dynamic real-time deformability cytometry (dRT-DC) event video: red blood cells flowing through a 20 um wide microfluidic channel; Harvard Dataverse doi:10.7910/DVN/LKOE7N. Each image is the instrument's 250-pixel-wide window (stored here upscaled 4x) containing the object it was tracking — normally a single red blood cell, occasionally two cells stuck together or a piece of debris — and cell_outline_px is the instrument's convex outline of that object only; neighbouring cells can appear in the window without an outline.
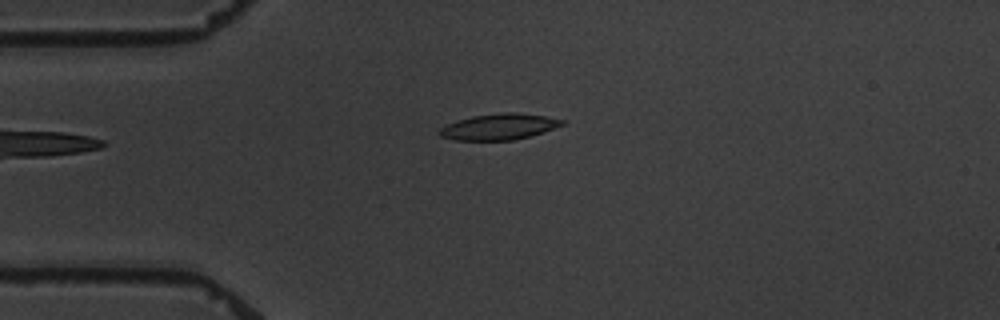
{"species": "common noctule bat (a hibernating species)", "species_latin": "Nyctalus noctula", "temperature_condition": "warm", "stored_images_in_passage": 2, "camera_frame_rate_fps": 3000, "um_per_image_px": 0.085, "animal": {"sex": "male", "body_mass_g": 19.5, "forearm_length_mm": 54.6}, "frame": {"image": 1, "passage_image": 2, "time_ms": 1.333, "image_size_px": [1000, 320], "cell_outline_px": [[564, 124], [544, 132], [532, 136], [512, 140], [452, 140], [440, 136], [436, 132], [440, 128], [456, 120], [472, 116], [504, 112], [516, 112], [544, 116], [564, 120]], "centroid_in_image_um": [42.39, 10.78], "position_along_channel_um": 42.6, "area_um2": 18.67}}